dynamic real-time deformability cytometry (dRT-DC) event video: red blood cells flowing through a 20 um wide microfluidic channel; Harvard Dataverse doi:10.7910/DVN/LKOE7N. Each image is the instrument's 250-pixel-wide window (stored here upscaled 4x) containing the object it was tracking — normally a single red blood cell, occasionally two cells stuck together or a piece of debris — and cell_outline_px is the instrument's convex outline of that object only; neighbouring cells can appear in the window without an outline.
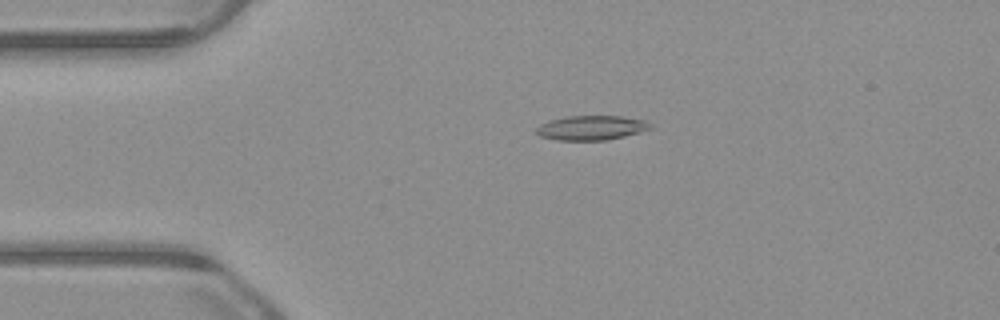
{"species": "common noctule bat (a hibernating species)", "species_latin": "Nyctalus noctula", "temperature_condition": "warm", "stored_images_in_passage": 53, "camera_frame_rate_fps": 3000, "um_per_image_px": 0.085, "animal": {"sex": "male", "body_mass_g": 23.1, "forearm_length_mm": 52.7}, "frame": {"image": 1, "passage_image": 11, "time_ms": 3.333, "image_size_px": [1000, 320], "cell_outline_px": [[656, 128], [624, 136], [604, 140], [556, 140], [540, 136], [536, 132], [536, 128], [540, 124], [548, 120], [568, 116], [620, 116], [648, 120]], "centroid_in_image_um": [50.31, 10.85], "position_along_channel_um": 34.7, "area_um2": 16.47}}
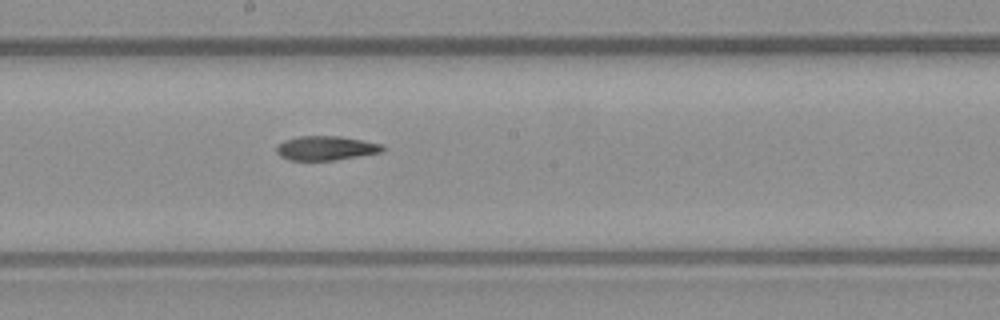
{"frame": {"image": 2, "passage_image": 28, "time_ms": 9.0, "image_size_px": [1000, 320], "cell_outline_px": [[384, 148], [380, 152], [332, 160], [288, 160], [280, 156], [276, 152], [276, 148], [284, 140], [296, 136], [340, 136], [380, 144]], "centroid_in_image_um": [27.62, 12.58], "position_along_channel_um": 220.6, "area_um2": 14.68}}
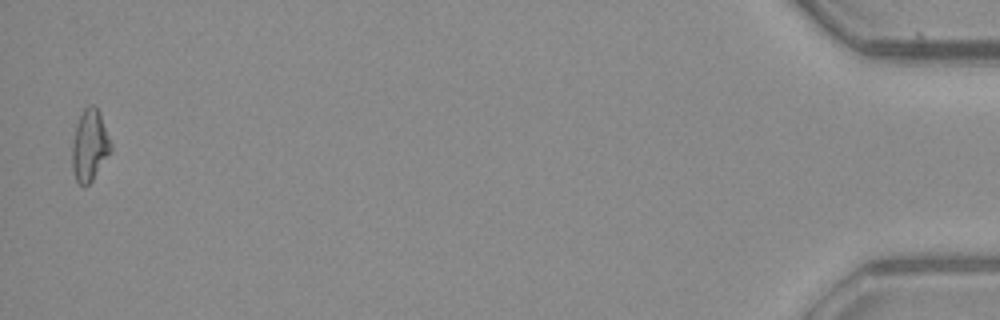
{"frame": {"image": 3, "passage_image": 52, "time_ms": 17.0, "image_size_px": [1000, 320], "cell_outline_px": [[112, 152], [92, 180], [88, 184], [80, 184], [76, 180], [72, 168], [72, 144], [76, 124], [84, 108], [88, 104], [92, 104], [100, 112], [112, 144]], "centroid_in_image_um": [7.64, 12.34], "position_along_channel_um": 427.6, "area_um2": 16.18}, "authors_computed_cell_mechanics": {"area_um2": 15.6638, "velocity_mm_per_s": 3.876, "shape_relaxation_time_tau1_ms": null, "shape_relaxation_time_tau2_ms": 6.6158, "deformation_change_tau1": null, "deformation_change_tau2": 0.1587}}